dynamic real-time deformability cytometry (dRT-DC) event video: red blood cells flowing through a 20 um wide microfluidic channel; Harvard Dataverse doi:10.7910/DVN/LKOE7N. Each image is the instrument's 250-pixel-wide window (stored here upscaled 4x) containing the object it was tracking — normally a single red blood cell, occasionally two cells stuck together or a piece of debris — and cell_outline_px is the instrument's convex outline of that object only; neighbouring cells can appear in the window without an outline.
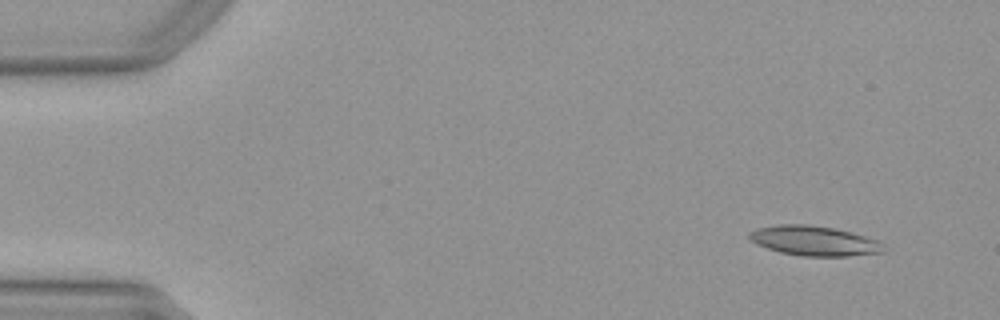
{"species": "Egyptian fruit bat (a non-hibernating species)", "species_latin": "Rousettus aegyptiacus", "temperature_condition": "warm", "stored_images_in_passage": 48, "camera_frame_rate_fps": 3000, "um_per_image_px": 0.085, "animal": {"sex": "female"}, "frame": {"image": 1, "passage_image": 1, "time_ms": 0.0, "image_size_px": [1000, 320], "cell_outline_px": [[884, 252], [848, 256], [800, 256], [780, 252], [756, 244], [748, 240], [748, 232], [756, 228], [776, 224], [808, 224], [836, 228], [852, 232], [876, 240]], "centroid_in_image_um": [69.1, 20.45], "position_along_channel_um": 15.9, "area_um2": 23.35}}
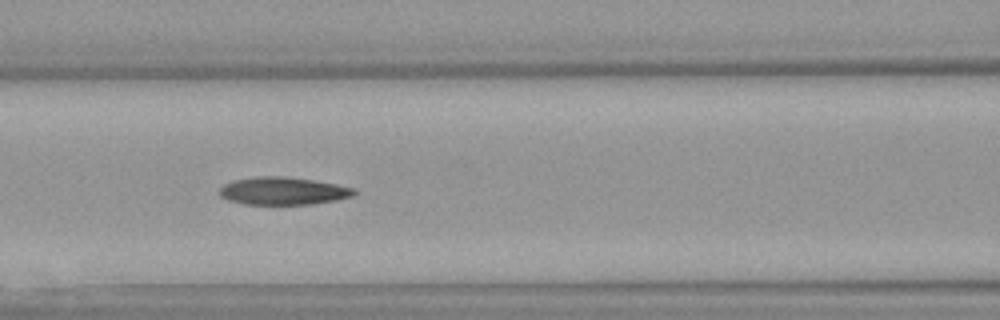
{"frame": {"image": 2, "passage_image": 19, "time_ms": 6.0, "image_size_px": [1000, 320], "cell_outline_px": [[356, 192], [352, 196], [336, 200], [312, 204], [244, 204], [228, 200], [220, 196], [220, 188], [224, 184], [232, 180], [256, 176], [288, 176], [316, 180], [356, 188]], "centroid_in_image_um": [24.06, 16.22], "position_along_channel_um": 142.5, "area_um2": 21.91}}
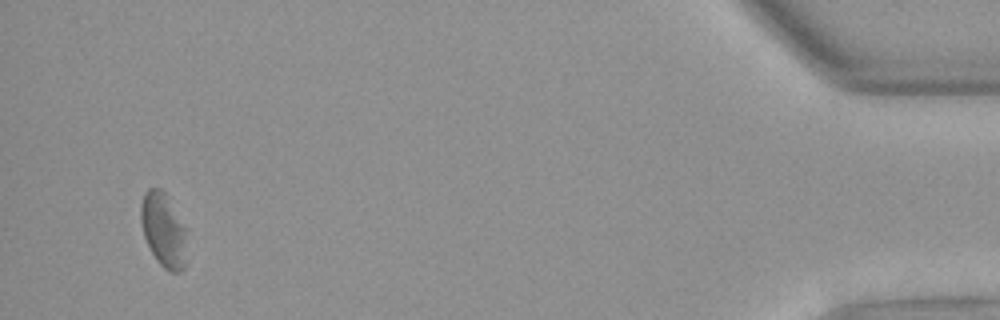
{"frame": {"image": 3, "passage_image": 46, "time_ms": 15.0, "image_size_px": [1000, 320], "cell_outline_px": [[188, 228], [184, 268], [180, 272], [172, 272], [164, 268], [156, 260], [144, 236], [140, 220], [140, 204], [144, 192], [148, 188], [160, 188], [168, 196]], "centroid_in_image_um": [13.92, 19.51], "position_along_channel_um": 421.3, "area_um2": 20.4}, "authors_computed_cell_mechanics": {"area_um2": 21.9929, "velocity_mm_per_s": 3.9645, "shape_relaxation_time_tau1_ms": 4.2379, "shape_relaxation_time_tau2_ms": null, "deformation_change_tau1": 0.1503, "deformation_change_tau2": null}}